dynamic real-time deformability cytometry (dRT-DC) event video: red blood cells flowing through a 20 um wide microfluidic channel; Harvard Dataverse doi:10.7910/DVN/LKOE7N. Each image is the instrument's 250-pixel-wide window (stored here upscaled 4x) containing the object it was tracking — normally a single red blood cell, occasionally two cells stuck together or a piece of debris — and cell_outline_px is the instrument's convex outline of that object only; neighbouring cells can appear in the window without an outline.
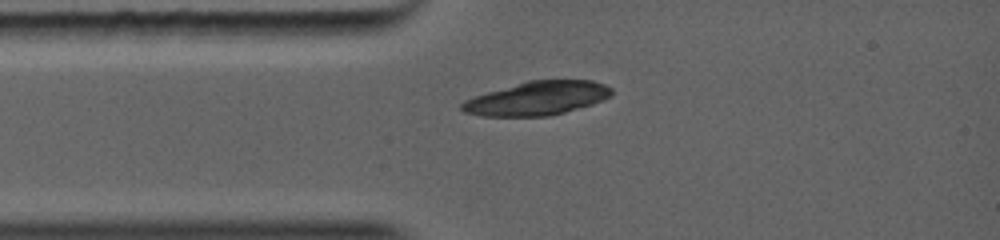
{"species": "common noctule bat (a hibernating species)", "species_latin": "Nyctalus noctula", "temperature_condition": "warm", "stored_images_in_passage": 4, "camera_frame_rate_fps": 5000, "um_per_image_px": 0.085, "animal": {"sex": "female", "body_mass_g": 19.0, "forearm_length_mm": 56.7}, "frame": {"image": 1, "passage_image": 1, "time_ms": 0.0, "image_size_px": [1000, 240], "cell_outline_px": [[612, 92], [608, 96], [600, 100], [564, 112], [544, 116], [488, 116], [468, 112], [460, 108], [460, 104], [476, 96], [528, 80], [592, 80], [604, 84], [612, 88]], "centroid_in_image_um": [45.68, 8.34], "position_along_channel_um": 39.3, "area_um2": 28.5}}
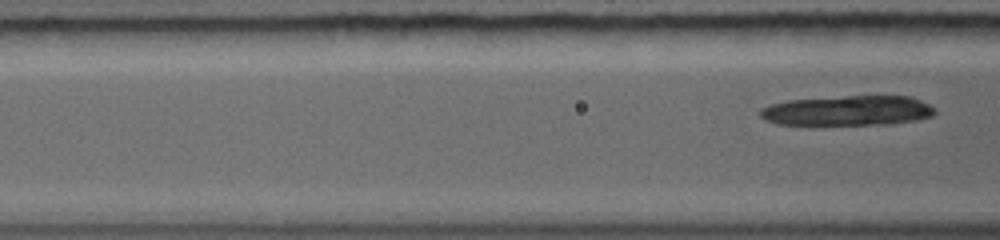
{"frame": {"image": 2, "passage_image": 4, "time_ms": 1.2, "image_size_px": [1000, 240], "cell_outline_px": [[932, 112], [928, 116], [908, 120], [868, 124], [780, 124], [768, 120], [760, 116], [760, 112], [764, 108], [772, 104], [788, 100], [848, 96], [908, 96], [928, 104], [932, 108]], "centroid_in_image_um": [71.96, 9.38], "position_along_channel_um": 94.6, "area_um2": 29.13}}